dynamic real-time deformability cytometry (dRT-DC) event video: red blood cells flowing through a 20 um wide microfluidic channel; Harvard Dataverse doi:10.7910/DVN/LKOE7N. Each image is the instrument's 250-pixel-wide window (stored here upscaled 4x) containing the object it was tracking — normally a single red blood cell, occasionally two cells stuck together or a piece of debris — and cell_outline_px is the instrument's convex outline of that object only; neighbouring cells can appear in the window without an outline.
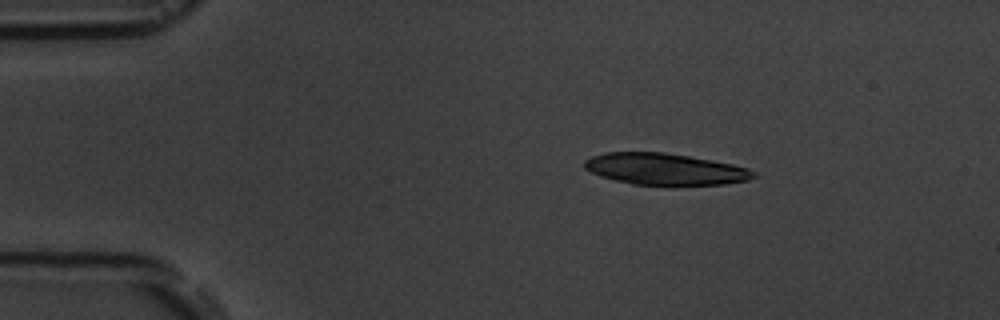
{"species": "common noctule bat (a hibernating species)", "species_latin": "Nyctalus noctula", "temperature_condition": "room temperature", "stored_images_in_passage": 1, "camera_frame_rate_fps": 3000, "um_per_image_px": 0.085, "animal": {"sex": "male", "body_mass_g": 19.5, "forearm_length_mm": 54.6}, "frame": {"image": 1, "passage_image": 1, "time_ms": 0.0, "image_size_px": [1000, 320], "cell_outline_px": [[756, 176], [748, 180], [724, 184], [632, 184], [600, 176], [584, 168], [584, 160], [592, 156], [604, 152], [664, 152], [712, 160], [732, 164], [748, 168], [756, 172]], "centroid_in_image_um": [56.51, 14.36], "position_along_channel_um": 28.5, "area_um2": 30.75}}